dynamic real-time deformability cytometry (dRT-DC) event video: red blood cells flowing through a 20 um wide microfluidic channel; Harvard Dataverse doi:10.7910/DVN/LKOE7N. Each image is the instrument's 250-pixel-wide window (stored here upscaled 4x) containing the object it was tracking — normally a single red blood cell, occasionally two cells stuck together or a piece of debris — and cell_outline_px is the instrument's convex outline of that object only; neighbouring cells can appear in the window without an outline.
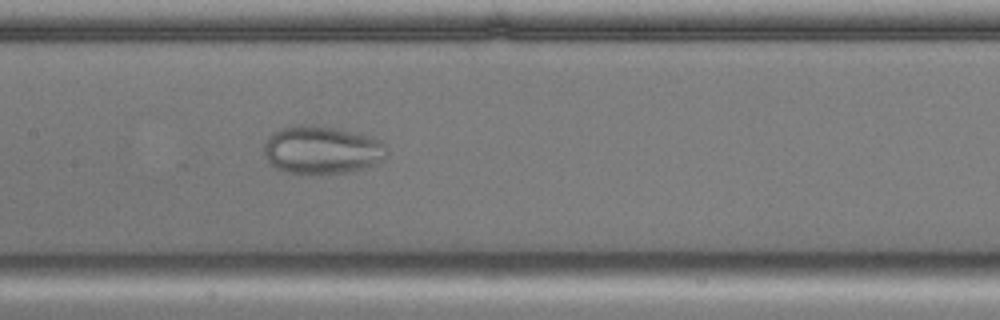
{"species": "common noctule bat (a hibernating species)", "species_latin": "Nyctalus noctula", "temperature_condition": "cold", "stored_images_in_passage": 54, "camera_frame_rate_fps": 3000, "um_per_image_px": 0.085, "animal": {"sex": "male", "body_mass_g": 17.9, "forearm_length_mm": 54.2}, "frame": {"image": 1, "passage_image": 25, "time_ms": 8.0, "image_size_px": [1000, 320], "cell_outline_px": [[388, 156], [384, 160], [368, 168], [328, 176], [312, 176], [288, 172], [276, 168], [268, 160], [264, 152], [264, 144], [268, 136], [272, 132], [280, 128], [292, 124], [312, 124], [356, 132], [372, 136], [380, 140], [388, 148]], "centroid_in_image_um": [27.4, 12.77], "position_along_channel_um": 180.0, "area_um2": 35.72}}
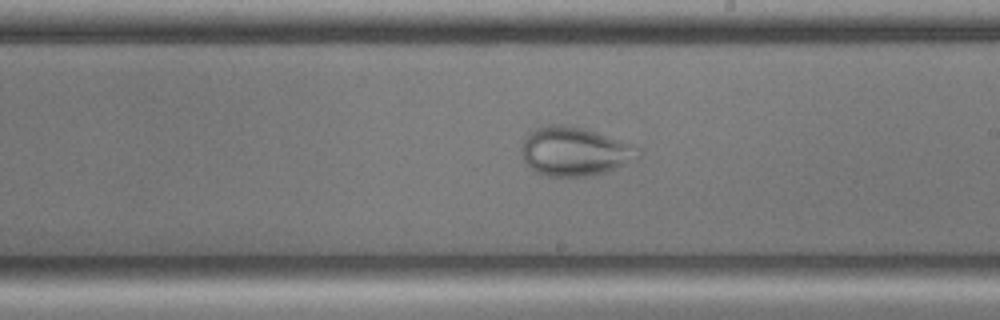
{"frame": {"image": 2, "passage_image": 30, "time_ms": 9.667, "image_size_px": [1000, 320], "cell_outline_px": [[644, 152], [636, 160], [608, 172], [596, 176], [544, 176], [536, 172], [524, 160], [520, 152], [520, 148], [528, 132], [536, 128], [548, 124], [568, 124], [584, 128], [596, 132], [640, 148]], "centroid_in_image_um": [48.85, 12.88], "position_along_channel_um": 240.1, "area_um2": 33.64}}
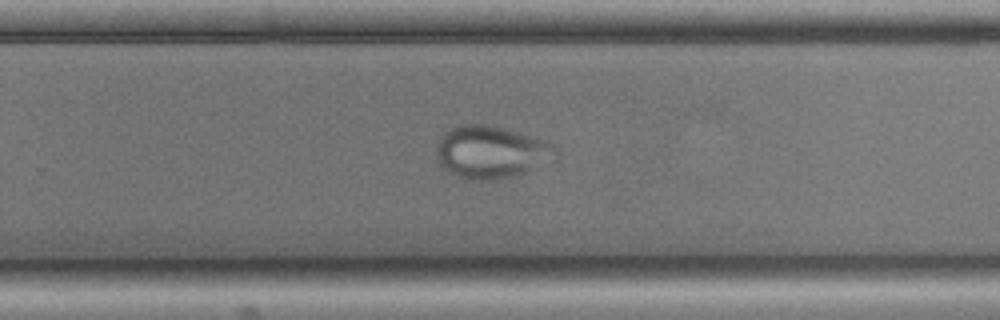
{"frame": {"image": 3, "passage_image": 34, "time_ms": 11.0, "image_size_px": [1000, 320], "cell_outline_px": [[560, 152], [524, 172], [516, 176], [496, 180], [468, 180], [456, 176], [448, 172], [436, 160], [436, 144], [444, 132], [452, 128], [464, 124], [488, 124], [548, 140], [556, 144]], "centroid_in_image_um": [41.7, 12.92], "position_along_channel_um": 288.1, "area_um2": 36.59}}